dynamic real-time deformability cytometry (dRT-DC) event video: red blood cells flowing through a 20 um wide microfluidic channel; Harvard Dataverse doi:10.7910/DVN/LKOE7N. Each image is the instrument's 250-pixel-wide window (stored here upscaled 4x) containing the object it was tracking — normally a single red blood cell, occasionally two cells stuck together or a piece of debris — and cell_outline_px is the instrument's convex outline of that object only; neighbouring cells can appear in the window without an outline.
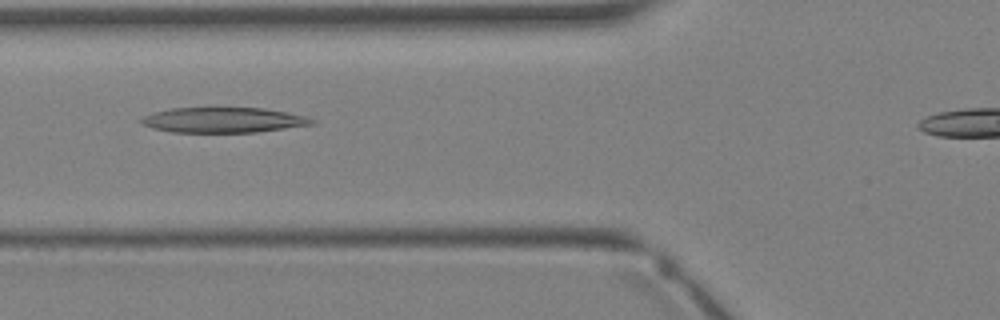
{"species": "Egyptian fruit bat (a non-hibernating species)", "species_latin": "Rousettus aegyptiacus", "temperature_condition": "warm", "stored_images_in_passage": 6, "segment_of_instrument_passage": [1, 2], "camera_frame_rate_fps": 3000, "um_per_image_px": 0.085, "animal": {"sex": "female"}, "frame": {"image": 1, "passage_image": 5, "time_ms": 5.667, "image_size_px": [1000, 320], "cell_outline_px": [[316, 124], [256, 132], [172, 132], [152, 128], [144, 124], [140, 120], [144, 116], [152, 112], [172, 108], [264, 108], [308, 116], [316, 120]], "centroid_in_image_um": [19.03, 10.2], "position_along_channel_um": 106.8, "area_um2": 25.09}}